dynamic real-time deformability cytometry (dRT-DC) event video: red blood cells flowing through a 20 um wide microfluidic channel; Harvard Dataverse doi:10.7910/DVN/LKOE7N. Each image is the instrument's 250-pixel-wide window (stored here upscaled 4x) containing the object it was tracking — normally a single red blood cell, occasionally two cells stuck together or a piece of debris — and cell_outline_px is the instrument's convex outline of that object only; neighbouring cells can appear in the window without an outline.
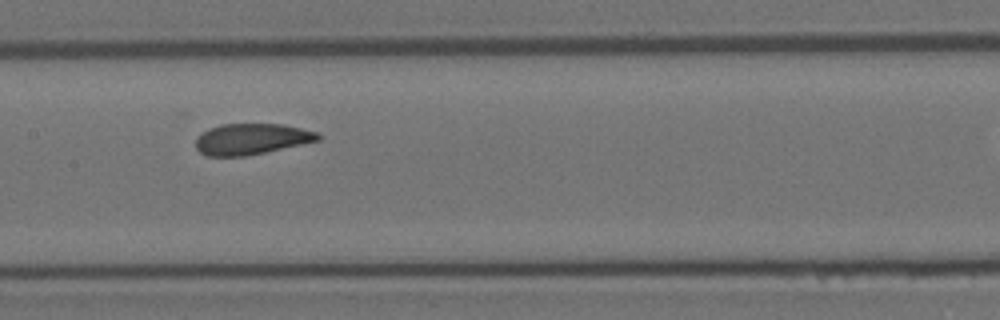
{"species": "Egyptian fruit bat (a non-hibernating species)", "species_latin": "Rousettus aegyptiacus", "temperature_condition": "room temperature", "stored_images_in_passage": 11, "camera_frame_rate_fps": 3000, "um_per_image_px": 0.085, "animal": {"sex": "female"}, "frame": {"image": 1, "passage_image": 4, "time_ms": 1.0, "image_size_px": [1000, 320], "cell_outline_px": [[320, 140], [264, 152], [244, 156], [208, 156], [200, 152], [196, 148], [196, 136], [200, 132], [208, 128], [220, 124], [284, 124], [316, 132], [320, 136]], "centroid_in_image_um": [21.31, 11.81], "position_along_channel_um": 186.1, "area_um2": 22.02}}
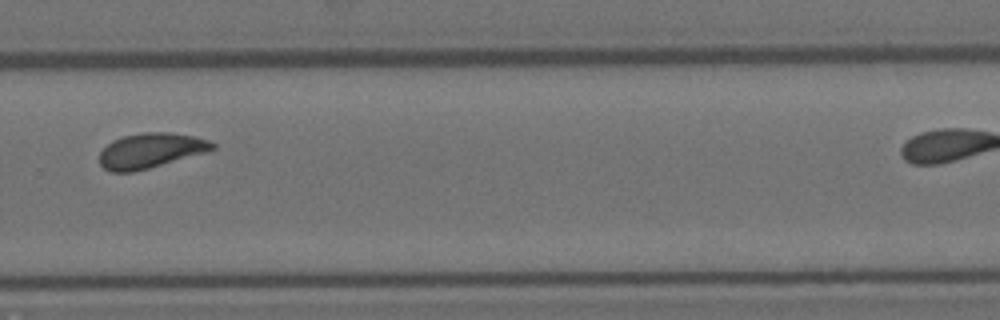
{"frame": {"image": 2, "passage_image": 7, "time_ms": 2.0, "image_size_px": [1000, 320], "cell_outline_px": [[216, 148], [208, 152], [148, 168], [132, 172], [112, 172], [104, 168], [100, 164], [100, 152], [112, 140], [124, 136], [144, 132], [168, 132], [192, 136], [208, 140], [216, 144]], "centroid_in_image_um": [12.82, 12.8], "position_along_channel_um": 317.0, "area_um2": 22.89}}
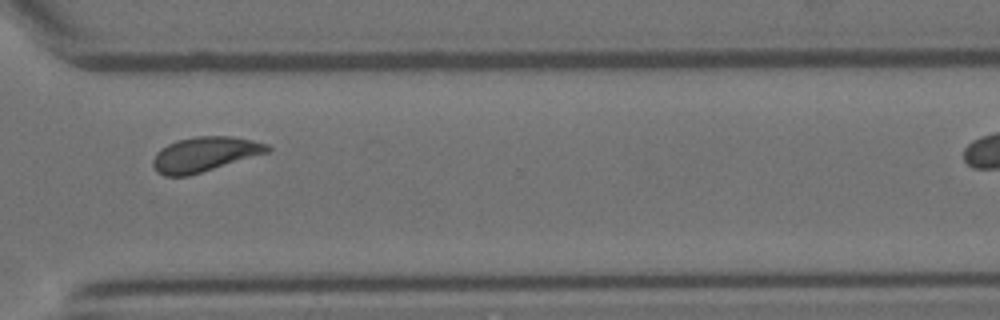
{"frame": {"image": 3, "passage_image": 8, "time_ms": 2.333, "image_size_px": [1000, 320], "cell_outline_px": [[272, 148], [268, 152], [188, 176], [164, 176], [156, 172], [152, 164], [152, 160], [156, 152], [160, 148], [176, 140], [196, 136], [232, 136], [252, 140], [268, 144]], "centroid_in_image_um": [17.35, 13.11], "position_along_channel_um": 353.2, "area_um2": 23.18}}